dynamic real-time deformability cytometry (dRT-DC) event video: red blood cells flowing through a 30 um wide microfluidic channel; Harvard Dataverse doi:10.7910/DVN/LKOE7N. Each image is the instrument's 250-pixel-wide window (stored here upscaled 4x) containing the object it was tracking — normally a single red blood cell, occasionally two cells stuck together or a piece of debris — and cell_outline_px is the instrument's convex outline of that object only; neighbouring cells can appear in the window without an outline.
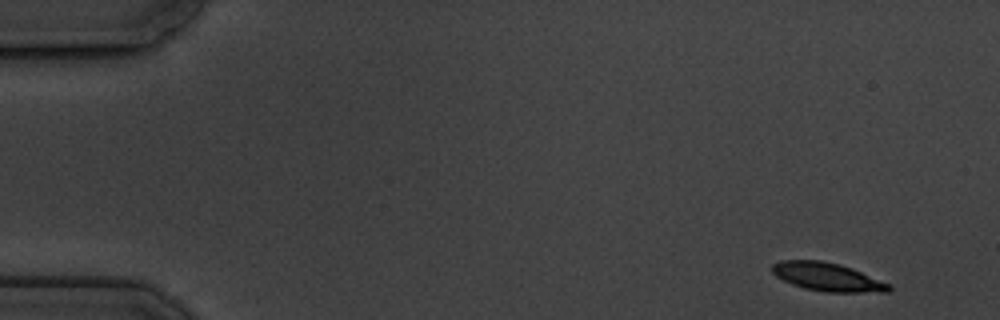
{"species": "common noctule bat (a hibernating species)", "species_latin": "Nyctalus noctula", "temperature_condition": "cold", "stored_images_in_passage": 6, "camera_frame_rate_fps": 3000, "um_per_image_px": 0.085, "animal": {"sex": "male", "body_mass_g": 19.5, "forearm_length_mm": 54.6}, "frame": {"image": 1, "passage_image": 1, "time_ms": 0.0, "image_size_px": [1000, 320], "cell_outline_px": [[892, 288], [888, 292], [828, 292], [804, 288], [792, 284], [776, 276], [772, 272], [772, 264], [780, 260], [820, 260], [840, 264], [852, 268], [892, 284]], "centroid_in_image_um": [70.36, 23.53], "position_along_channel_um": 14.6, "area_um2": 19.36}}